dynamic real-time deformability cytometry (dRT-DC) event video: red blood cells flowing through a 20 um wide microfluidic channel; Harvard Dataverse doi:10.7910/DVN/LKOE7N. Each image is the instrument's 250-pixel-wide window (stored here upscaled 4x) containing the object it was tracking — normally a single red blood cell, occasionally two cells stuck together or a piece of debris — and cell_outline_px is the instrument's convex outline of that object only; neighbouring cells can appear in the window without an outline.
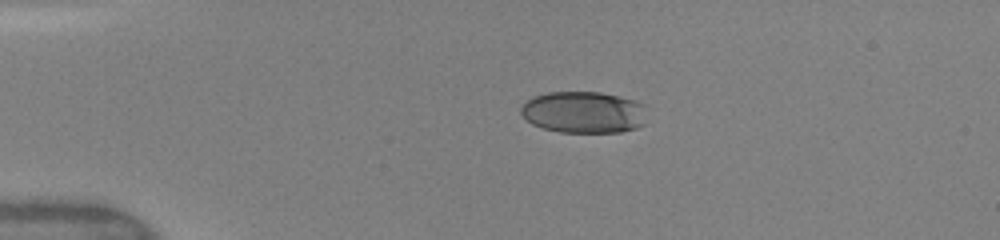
{"species": "human", "species_latin": "Homo sapiens", "temperature_condition": "warm", "stored_images_in_passage": 5, "camera_frame_rate_fps": 3000, "um_per_image_px": 0.085, "donor": {"sex": "female"}, "frame": {"image": 1, "passage_image": 1, "time_ms": 0.0, "image_size_px": [1000, 240], "cell_outline_px": [[644, 124], [636, 128], [620, 132], [560, 132], [544, 128], [532, 124], [520, 112], [520, 108], [532, 96], [548, 92], [600, 92], [636, 100], [644, 104]], "centroid_in_image_um": [49.61, 9.53], "position_along_channel_um": 35.4, "area_um2": 30.58}}
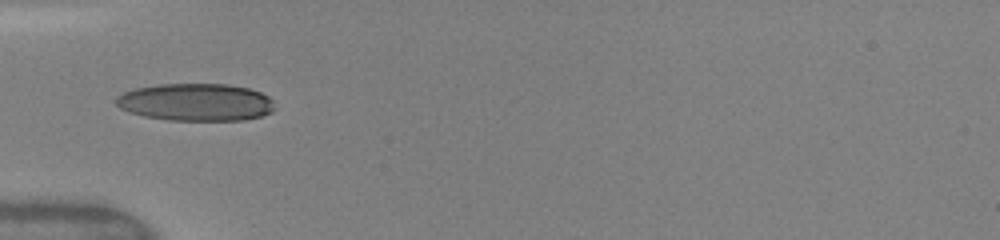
{"frame": {"image": 2, "passage_image": 3, "time_ms": 2.0, "image_size_px": [1000, 240], "cell_outline_px": [[276, 108], [272, 112], [264, 116], [244, 120], [168, 120], [144, 116], [128, 112], [120, 108], [116, 104], [116, 96], [124, 92], [136, 88], [160, 84], [224, 84], [248, 88], [260, 92], [268, 96], [272, 100]], "centroid_in_image_um": [16.66, 8.69], "position_along_channel_um": 68.3, "area_um2": 34.8}}